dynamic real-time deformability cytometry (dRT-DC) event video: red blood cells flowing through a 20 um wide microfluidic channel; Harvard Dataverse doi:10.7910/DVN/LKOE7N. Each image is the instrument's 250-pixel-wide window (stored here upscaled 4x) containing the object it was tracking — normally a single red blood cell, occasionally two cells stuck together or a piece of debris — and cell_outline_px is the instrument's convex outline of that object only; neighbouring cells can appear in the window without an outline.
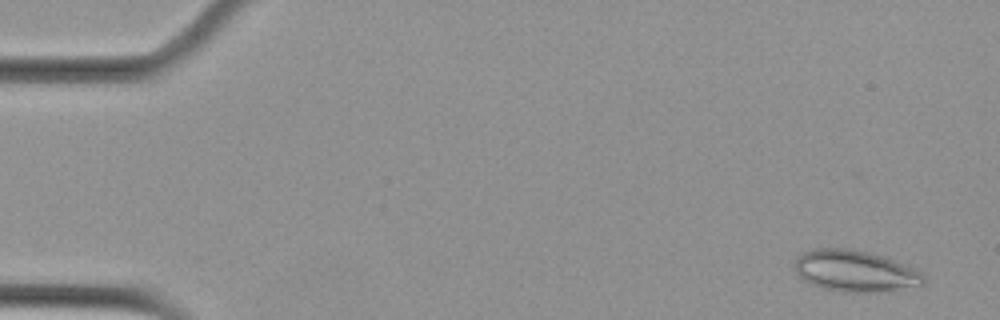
{"species": "Egyptian fruit bat (a non-hibernating species)", "species_latin": "Rousettus aegyptiacus", "temperature_condition": "cold", "stored_images_in_passage": 4, "camera_frame_rate_fps": 3000, "um_per_image_px": 0.085, "animal": {"sex": "female"}, "frame": {"image": 1, "passage_image": 1, "time_ms": 0.0, "image_size_px": [1000, 320], "cell_outline_px": [[924, 284], [868, 292], [840, 292], [824, 288], [812, 284], [804, 280], [796, 272], [796, 260], [804, 252], [812, 248], [848, 248], [868, 252], [892, 260], [924, 272]], "centroid_in_image_um": [72.65, 23.02], "position_along_channel_um": 12.4, "area_um2": 30.4}}